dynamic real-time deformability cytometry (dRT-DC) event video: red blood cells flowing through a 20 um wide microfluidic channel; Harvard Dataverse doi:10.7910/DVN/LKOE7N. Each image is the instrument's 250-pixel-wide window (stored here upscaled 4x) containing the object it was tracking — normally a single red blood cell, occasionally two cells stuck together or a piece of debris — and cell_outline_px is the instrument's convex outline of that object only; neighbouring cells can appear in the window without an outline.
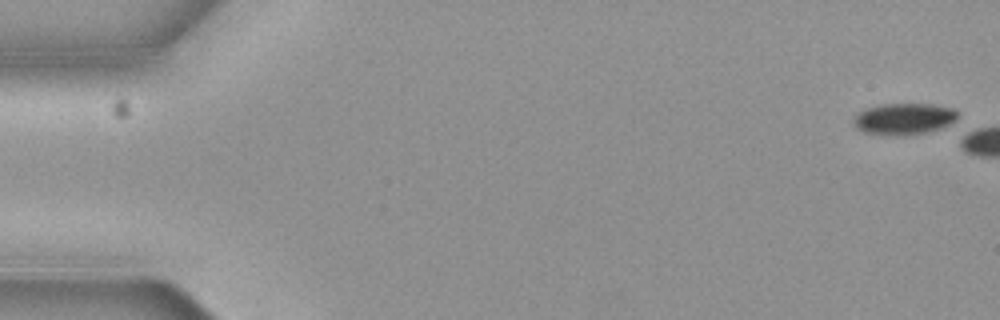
{"species": "common noctule bat (a hibernating species)", "species_latin": "Nyctalus noctula", "temperature_condition": "cold", "stored_images_in_passage": 3, "camera_frame_rate_fps": 3000, "um_per_image_px": 0.085, "animal": {"sex": "female", "body_mass_g": 19.3, "forearm_length_mm": 54.1}, "frame": {"image": 1, "passage_image": 1, "time_ms": 0.0, "image_size_px": [1000, 320], "cell_outline_px": [[956, 124], [924, 132], [904, 136], [896, 136], [864, 132], [856, 128], [856, 116], [860, 112], [868, 108], [884, 104], [932, 104], [956, 108]], "centroid_in_image_um": [76.93, 10.11], "position_along_channel_um": 8.1, "area_um2": 18.96}}